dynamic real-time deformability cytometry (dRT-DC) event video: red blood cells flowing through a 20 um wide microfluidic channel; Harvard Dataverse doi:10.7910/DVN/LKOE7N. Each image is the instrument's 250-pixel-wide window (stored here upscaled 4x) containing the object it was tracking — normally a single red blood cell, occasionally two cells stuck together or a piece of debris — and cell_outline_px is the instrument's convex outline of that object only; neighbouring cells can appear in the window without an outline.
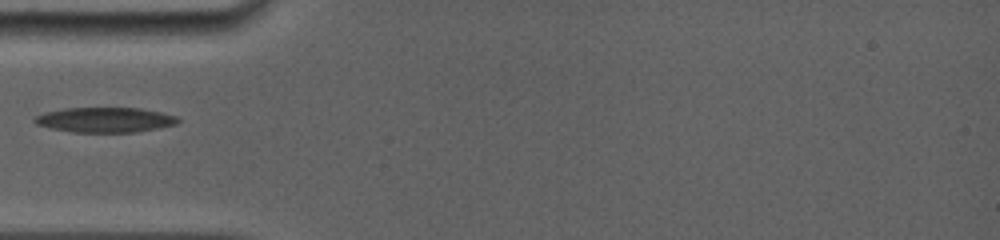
{"species": "common noctule bat (a hibernating species)", "species_latin": "Nyctalus noctula", "temperature_condition": "room temperature", "stored_images_in_passage": 2, "camera_frame_rate_fps": 5000, "um_per_image_px": 0.085, "animal": {"sex": "female", "body_mass_g": 19.0, "forearm_length_mm": 56.7}, "frame": {"image": 1, "passage_image": 1, "time_ms": 0.0, "image_size_px": [1000, 240], "cell_outline_px": [[180, 120], [176, 124], [136, 132], [72, 132], [52, 128], [36, 124], [32, 120], [36, 116], [44, 112], [64, 108], [140, 108], [160, 112], [176, 116]], "centroid_in_image_um": [8.9, 10.18], "position_along_channel_um": 76.1, "area_um2": 20.75}}